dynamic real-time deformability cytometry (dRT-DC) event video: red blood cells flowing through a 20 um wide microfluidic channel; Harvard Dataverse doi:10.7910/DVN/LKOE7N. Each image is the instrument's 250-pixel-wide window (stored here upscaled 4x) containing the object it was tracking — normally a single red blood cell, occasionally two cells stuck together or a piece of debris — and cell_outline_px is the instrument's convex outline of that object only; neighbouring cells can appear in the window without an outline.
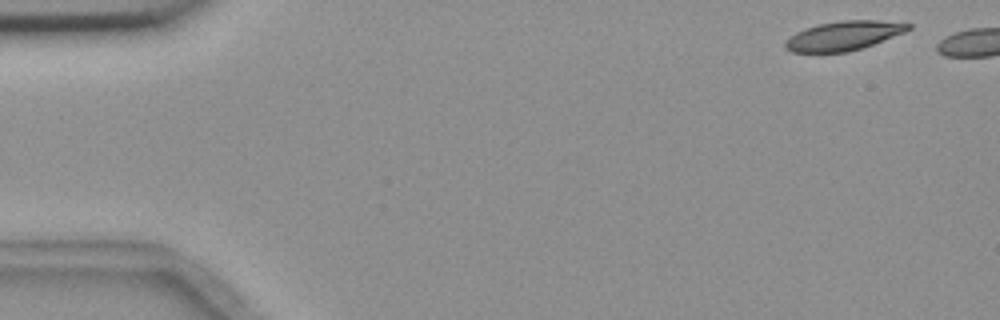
{"species": "common noctule bat (a hibernating species)", "species_latin": "Nyctalus noctula", "temperature_condition": "room temperature", "stored_images_in_passage": 2, "camera_frame_rate_fps": 3000, "um_per_image_px": 0.085, "animal": {"sex": "female", "body_mass_g": 18.4}, "frame": {"image": 1, "passage_image": 1, "time_ms": 0.0, "image_size_px": [1000, 320], "cell_outline_px": [[912, 28], [904, 32], [872, 44], [848, 52], [792, 52], [784, 48], [784, 44], [796, 32], [804, 28], [816, 24], [844, 20], [876, 20], [912, 24]], "centroid_in_image_um": [71.69, 3.03], "position_along_channel_um": 13.3, "area_um2": 20.69}}